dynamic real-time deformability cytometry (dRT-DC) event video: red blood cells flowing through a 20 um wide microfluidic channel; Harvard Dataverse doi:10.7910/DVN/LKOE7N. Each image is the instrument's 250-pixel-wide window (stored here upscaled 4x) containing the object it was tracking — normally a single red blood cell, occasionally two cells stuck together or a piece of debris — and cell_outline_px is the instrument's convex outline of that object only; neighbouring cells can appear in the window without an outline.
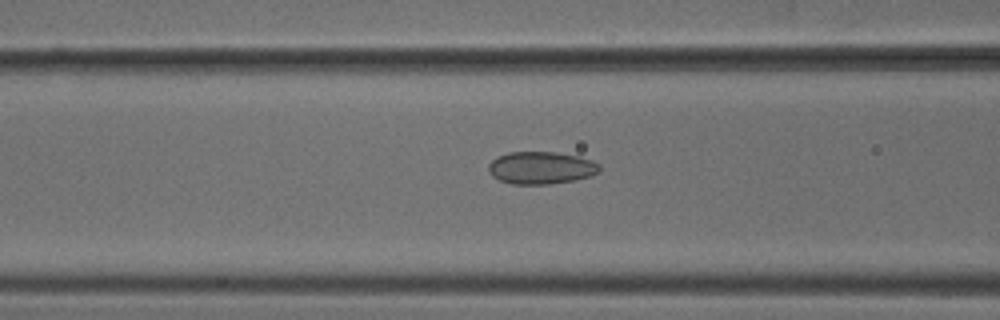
{"species": "common noctule bat (a hibernating species)", "species_latin": "Nyctalus noctula", "temperature_condition": "cold", "stored_images_in_passage": 46, "camera_frame_rate_fps": 3000, "um_per_image_px": 0.085, "animal": {"sex": "male", "body_mass_g": 18.8}, "frame": {"image": 1, "passage_image": 15, "time_ms": 4.667, "image_size_px": [1000, 320], "cell_outline_px": [[600, 172], [592, 176], [576, 180], [548, 184], [512, 184], [500, 180], [492, 176], [488, 172], [488, 164], [496, 156], [508, 152], [556, 152], [580, 156], [592, 160], [600, 164]], "centroid_in_image_um": [46.01, 14.26], "position_along_channel_um": 120.6, "area_um2": 21.33}}
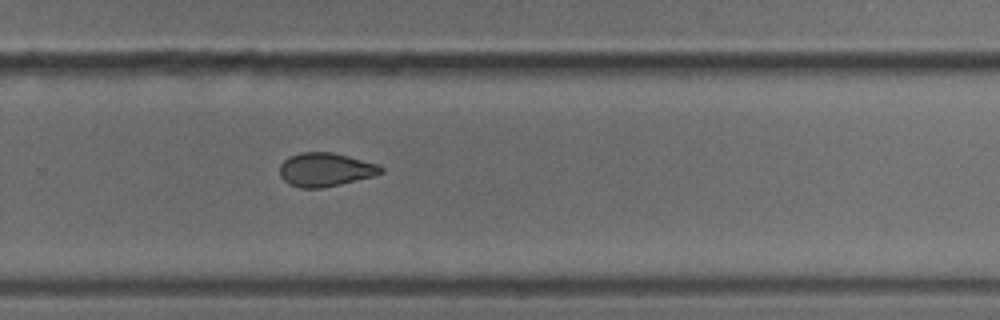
{"frame": {"image": 2, "passage_image": 29, "time_ms": 9.333, "image_size_px": [1000, 320], "cell_outline_px": [[384, 172], [372, 176], [324, 188], [300, 188], [288, 184], [280, 176], [280, 164], [288, 156], [300, 152], [332, 152], [380, 164], [384, 168]], "centroid_in_image_um": [27.65, 14.41], "position_along_channel_um": 302.1, "area_um2": 20.0}}
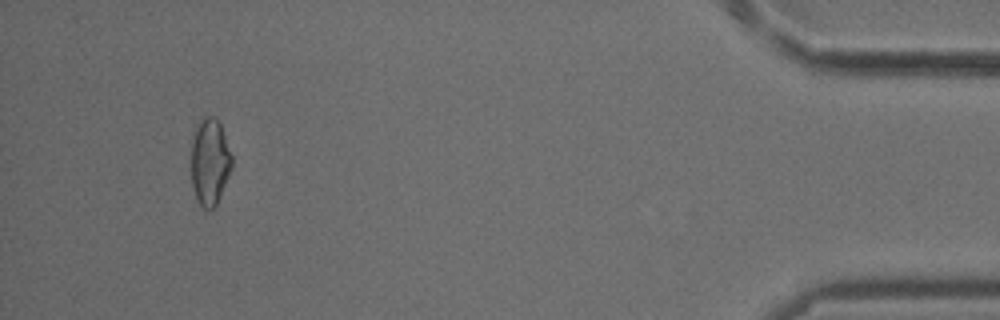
{"frame": {"image": 3, "passage_image": 43, "time_ms": 14.0, "image_size_px": [1000, 320], "cell_outline_px": [[232, 168], [220, 196], [216, 204], [212, 208], [204, 208], [196, 200], [192, 184], [192, 140], [196, 128], [200, 120], [204, 116], [216, 116], [220, 124], [232, 156]], "centroid_in_image_um": [17.84, 13.74], "position_along_channel_um": 417.4, "area_um2": 20.35}, "authors_computed_cell_mechanics": {"area_um2": 20.3456, "velocity_mm_per_s": 3.8898, "shape_relaxation_time_tau1_ms": null, "shape_relaxation_time_tau2_ms": 2.4582, "deformation_change_tau1": null, "deformation_change_tau2": 0.0717}}